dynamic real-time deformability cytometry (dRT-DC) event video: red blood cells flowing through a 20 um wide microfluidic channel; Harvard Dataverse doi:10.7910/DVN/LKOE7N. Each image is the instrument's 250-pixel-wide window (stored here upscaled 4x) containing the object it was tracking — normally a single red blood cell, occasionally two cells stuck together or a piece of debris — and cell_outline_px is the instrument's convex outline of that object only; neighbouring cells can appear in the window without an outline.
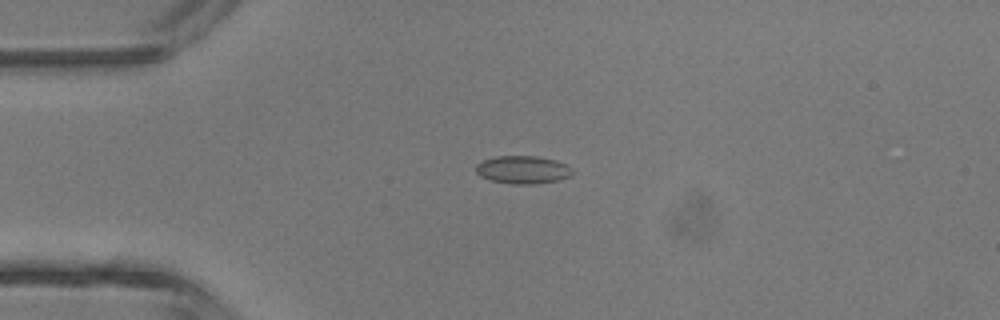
{"species": "common noctule bat (a hibernating species)", "species_latin": "Nyctalus noctula", "temperature_condition": "room temperature", "stored_images_in_passage": 3, "camera_frame_rate_fps": 3000, "um_per_image_px": 0.085, "animal": {"sex": "male", "body_mass_g": 13.3}, "frame": {"image": 1, "passage_image": 2, "time_ms": 1.333, "image_size_px": [1000, 320], "cell_outline_px": [[572, 176], [556, 180], [532, 184], [512, 184], [488, 180], [480, 176], [476, 172], [476, 164], [484, 160], [496, 156], [536, 156], [556, 160], [568, 164], [572, 168]], "centroid_in_image_um": [44.44, 14.42], "position_along_channel_um": 40.6, "area_um2": 15.78}}